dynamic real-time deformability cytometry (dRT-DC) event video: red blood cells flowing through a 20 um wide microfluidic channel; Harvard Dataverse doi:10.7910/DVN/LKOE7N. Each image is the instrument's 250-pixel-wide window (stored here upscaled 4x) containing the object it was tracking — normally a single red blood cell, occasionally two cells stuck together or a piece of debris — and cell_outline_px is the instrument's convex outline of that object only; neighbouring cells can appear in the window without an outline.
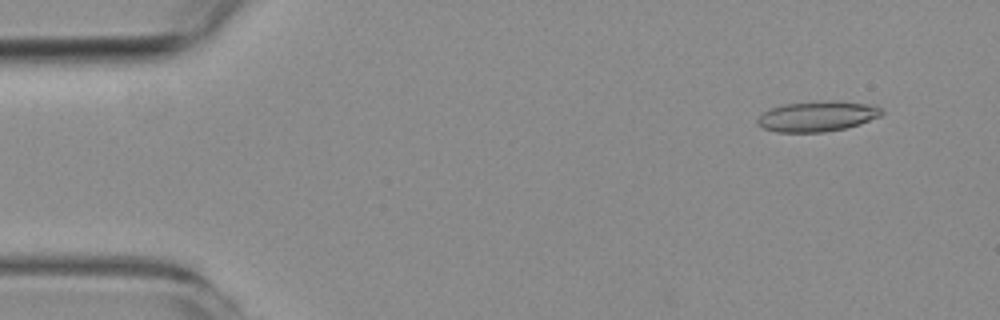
{"species": "common noctule bat (a hibernating species)", "species_latin": "Nyctalus noctula", "temperature_condition": "room temperature", "stored_images_in_passage": 6, "camera_frame_rate_fps": 3000, "um_per_image_px": 0.085, "animal": {"sex": "female", "body_mass_g": 19.3, "forearm_length_mm": 54.1}, "frame": {"image": 1, "passage_image": 2, "time_ms": 1.0, "image_size_px": [1000, 320], "cell_outline_px": [[884, 112], [880, 116], [860, 124], [844, 128], [824, 132], [776, 132], [764, 128], [756, 124], [756, 120], [764, 112], [780, 104], [832, 100], [836, 100], [872, 104], [880, 108]], "centroid_in_image_um": [69.47, 9.87], "position_along_channel_um": 15.5, "area_um2": 22.08}}